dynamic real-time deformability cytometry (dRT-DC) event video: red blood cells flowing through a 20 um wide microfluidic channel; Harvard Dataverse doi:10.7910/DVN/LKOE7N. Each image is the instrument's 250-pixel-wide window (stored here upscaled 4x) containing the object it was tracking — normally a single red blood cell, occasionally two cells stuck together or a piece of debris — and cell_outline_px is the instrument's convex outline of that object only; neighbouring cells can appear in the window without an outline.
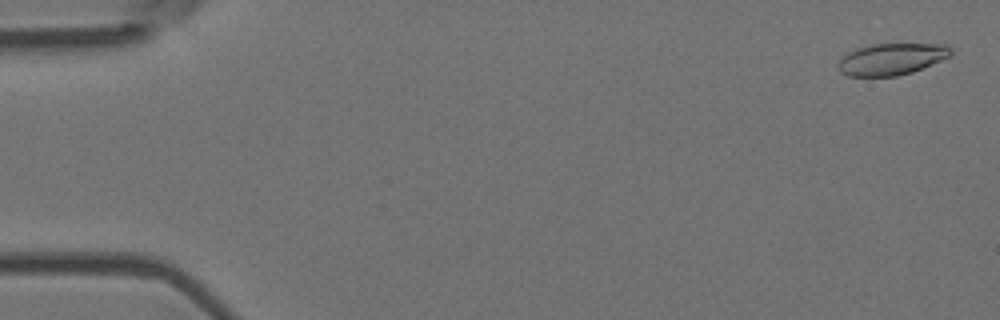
{"species": "Egyptian fruit bat (a non-hibernating species)", "species_latin": "Rousettus aegyptiacus", "temperature_condition": "room temperature", "stored_images_in_passage": 54, "camera_frame_rate_fps": 3000, "um_per_image_px": 0.085, "animal": {"sex": "female"}, "frame": {"image": 1, "passage_image": 2, "time_ms": 0.333, "image_size_px": [1000, 320], "cell_outline_px": [[952, 56], [912, 72], [896, 76], [848, 76], [840, 72], [840, 60], [848, 52], [856, 48], [872, 44], [944, 44], [952, 48]], "centroid_in_image_um": [75.82, 5.02], "position_along_channel_um": 9.2, "area_um2": 20.69}}
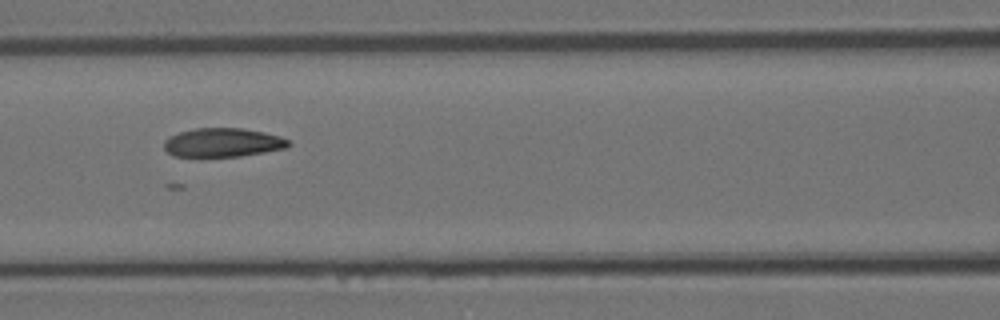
{"frame": {"image": 2, "passage_image": 24, "time_ms": 7.667, "image_size_px": [1000, 320], "cell_outline_px": [[292, 144], [288, 148], [240, 156], [200, 160], [172, 156], [164, 148], [164, 140], [168, 136], [180, 132], [196, 128], [240, 128], [264, 132], [280, 136], [288, 140]], "centroid_in_image_um": [18.87, 12.17], "position_along_channel_um": 147.7, "area_um2": 21.91}}
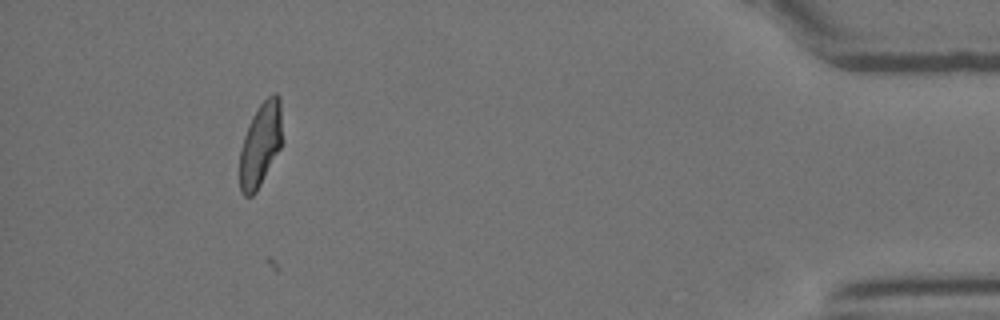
{"frame": {"image": 3, "passage_image": 50, "time_ms": 16.333, "image_size_px": [1000, 320], "cell_outline_px": [[280, 148], [256, 192], [252, 196], [244, 196], [240, 192], [240, 148], [248, 124], [252, 116], [260, 104], [272, 92], [276, 92], [280, 96]], "centroid_in_image_um": [22.11, 12.28], "position_along_channel_um": 413.1, "area_um2": 20.46}}